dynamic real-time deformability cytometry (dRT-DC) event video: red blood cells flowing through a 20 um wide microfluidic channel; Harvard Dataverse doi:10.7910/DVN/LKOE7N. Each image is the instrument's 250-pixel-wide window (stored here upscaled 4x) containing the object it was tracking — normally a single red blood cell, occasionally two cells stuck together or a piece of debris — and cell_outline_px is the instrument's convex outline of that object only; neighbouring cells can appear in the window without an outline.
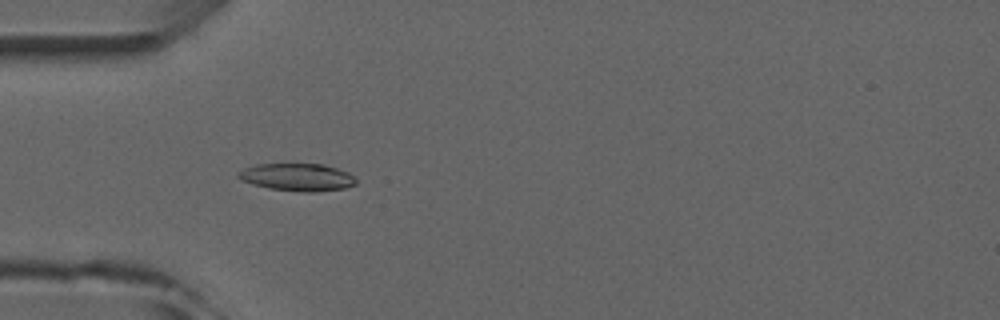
{"species": "common noctule bat (a hibernating species)", "species_latin": "Nyctalus noctula", "temperature_condition": "room temperature", "stored_images_in_passage": 6, "camera_frame_rate_fps": 3000, "um_per_image_px": 0.085, "animal": {"sex": "male", "forearm_length_mm": 52.5}, "frame": {"image": 1, "passage_image": 5, "time_ms": 4.333, "image_size_px": [1000, 320], "cell_outline_px": [[356, 184], [344, 188], [312, 192], [304, 192], [268, 188], [252, 184], [240, 180], [236, 176], [236, 172], [244, 168], [256, 164], [324, 164], [348, 172], [356, 180]], "centroid_in_image_um": [25.22, 15.05], "position_along_channel_um": 59.8, "area_um2": 18.9}}
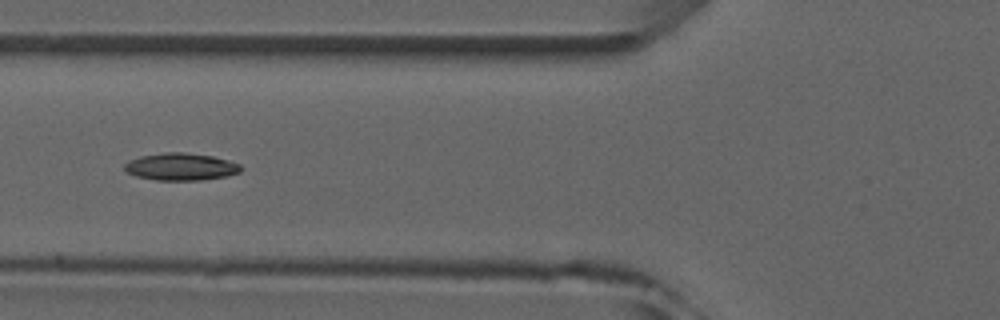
{"frame": {"image": 2, "passage_image": 6, "time_ms": 5.667, "image_size_px": [1000, 320], "cell_outline_px": [[244, 168], [240, 172], [228, 176], [200, 180], [156, 180], [136, 176], [128, 172], [124, 168], [124, 164], [128, 160], [140, 156], [164, 152], [184, 152], [212, 156], [228, 160], [240, 164]], "centroid_in_image_um": [15.39, 14.17], "position_along_channel_um": 110.4, "area_um2": 18.61}}